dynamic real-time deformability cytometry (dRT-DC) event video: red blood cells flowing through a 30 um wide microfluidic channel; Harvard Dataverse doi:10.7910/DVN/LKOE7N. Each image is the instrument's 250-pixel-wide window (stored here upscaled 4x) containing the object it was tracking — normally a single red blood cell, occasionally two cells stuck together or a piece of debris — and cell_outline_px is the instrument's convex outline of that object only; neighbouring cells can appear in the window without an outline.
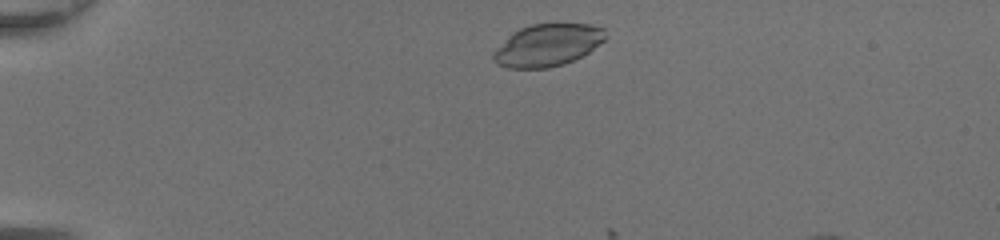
{"species": "common noctule bat (a hibernating species)", "species_latin": "Nyctalus noctula", "temperature_condition": "room temperature", "stored_images_in_passage": 5, "camera_frame_rate_fps": 3000, "um_per_image_px": 0.085, "animal": {"sex": "female", "body_mass_g": 20.0, "forearm_length_mm": 54.0}, "frame": {"image": 1, "passage_image": 2, "time_ms": 0.333, "image_size_px": [1000, 240], "cell_outline_px": [[608, 36], [604, 40], [588, 52], [564, 64], [548, 68], [508, 68], [496, 64], [492, 60], [492, 52], [512, 32], [520, 28], [532, 24], [588, 24], [604, 28]], "centroid_in_image_um": [46.51, 3.84], "position_along_channel_um": 38.5, "area_um2": 27.57}}